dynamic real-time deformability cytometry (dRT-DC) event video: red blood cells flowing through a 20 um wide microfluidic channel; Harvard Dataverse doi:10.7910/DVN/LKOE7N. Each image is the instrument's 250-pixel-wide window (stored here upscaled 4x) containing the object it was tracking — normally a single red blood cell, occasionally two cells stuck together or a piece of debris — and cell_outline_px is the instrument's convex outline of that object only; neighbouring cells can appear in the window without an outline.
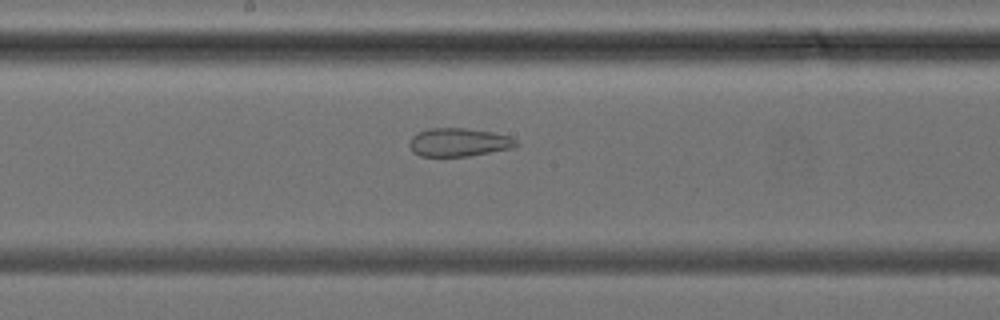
{"species": "common noctule bat (a hibernating species)", "species_latin": "Nyctalus noctula", "temperature_condition": "cold", "stored_images_in_passage": 39, "segment_of_instrument_passage": [2, 2], "camera_frame_rate_fps": 3000, "um_per_image_px": 0.085, "animal": {"sex": "female", "body_mass_g": 24.6, "forearm_length_mm": 56.2}, "frame": {"image": 1, "passage_image": 21, "time_ms": 6.667, "image_size_px": [1000, 320], "cell_outline_px": [[520, 144], [512, 148], [468, 156], [420, 156], [412, 152], [408, 144], [412, 136], [428, 128], [464, 128], [492, 132], [512, 136]], "centroid_in_image_um": [39.0, 12.09], "position_along_channel_um": 209.2, "area_um2": 17.69}}
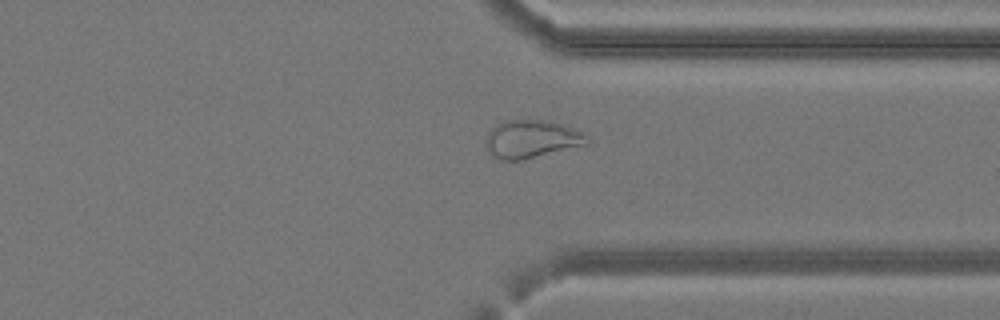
{"frame": {"image": 2, "passage_image": 30, "time_ms": 9.667, "image_size_px": [1000, 320], "cell_outline_px": [[588, 144], [520, 160], [500, 160], [492, 156], [484, 144], [484, 140], [488, 132], [496, 124], [504, 120], [536, 120], [556, 124], [572, 128], [588, 136]], "centroid_in_image_um": [45.1, 11.83], "position_along_channel_um": 366.3, "area_um2": 22.02}}
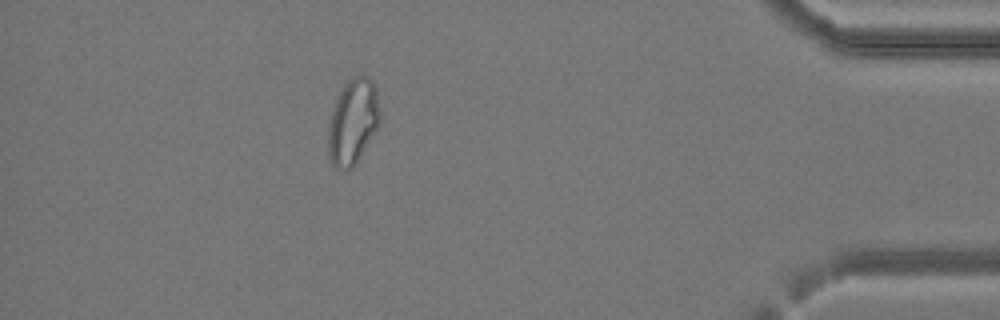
{"frame": {"image": 3, "passage_image": 35, "time_ms": 11.333, "image_size_px": [1000, 320], "cell_outline_px": [[380, 124], [356, 164], [352, 168], [344, 172], [336, 168], [332, 164], [328, 156], [328, 128], [332, 108], [340, 88], [352, 76], [368, 76], [376, 84], [380, 112]], "centroid_in_image_um": [30.0, 10.35], "position_along_channel_um": 405.2, "area_um2": 26.41}}